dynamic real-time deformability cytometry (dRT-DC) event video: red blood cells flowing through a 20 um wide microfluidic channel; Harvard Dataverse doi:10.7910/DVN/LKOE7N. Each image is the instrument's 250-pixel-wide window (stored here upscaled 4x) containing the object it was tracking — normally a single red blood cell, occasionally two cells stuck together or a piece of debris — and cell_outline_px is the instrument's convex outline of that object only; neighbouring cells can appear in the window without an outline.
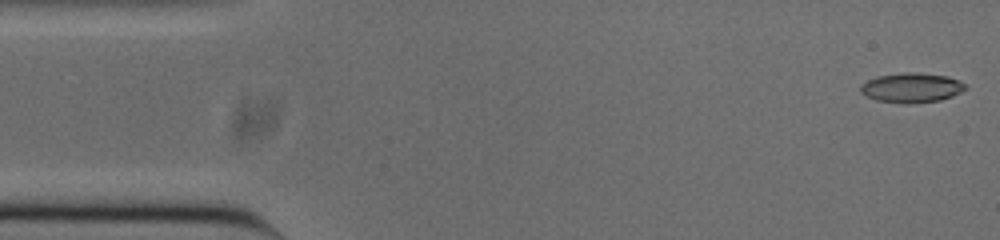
{"species": "common noctule bat (a hibernating species)", "species_latin": "Nyctalus noctula", "temperature_condition": "cold", "stored_images_in_passage": 52, "camera_frame_rate_fps": 3000, "um_per_image_px": 0.085, "animal": {"sex": "male", "body_mass_g": 20.0, "forearm_length_mm": 53.3}, "frame": {"image": 1, "passage_image": 1, "time_ms": 0.0, "image_size_px": [1000, 240], "cell_outline_px": [[968, 88], [952, 96], [940, 100], [908, 104], [904, 104], [876, 100], [860, 92], [860, 84], [876, 76], [904, 72], [916, 72], [948, 76], [964, 84]], "centroid_in_image_um": [77.45, 7.45], "position_along_channel_um": 7.5, "area_um2": 18.15}}
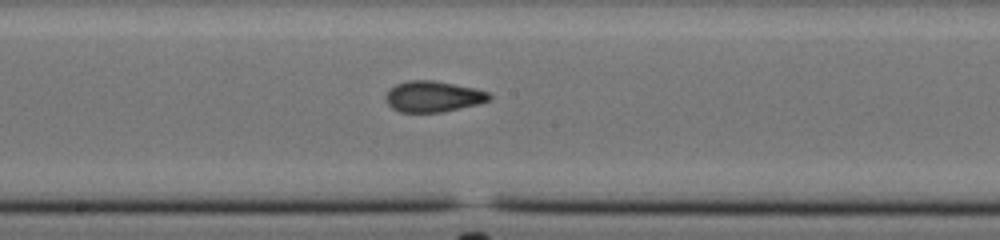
{"frame": {"image": 2, "passage_image": 26, "time_ms": 8.333, "image_size_px": [1000, 240], "cell_outline_px": [[492, 96], [488, 100], [476, 104], [440, 112], [400, 112], [392, 108], [384, 100], [384, 96], [396, 84], [408, 80], [432, 80], [476, 88], [488, 92]], "centroid_in_image_um": [36.78, 8.19], "position_along_channel_um": 211.4, "area_um2": 18.5}}
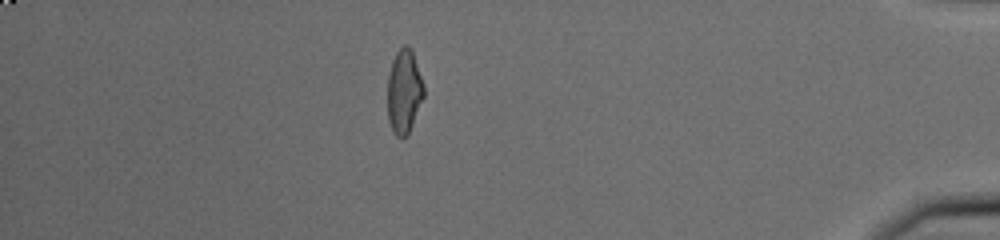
{"frame": {"image": 3, "passage_image": 45, "time_ms": 14.667, "image_size_px": [1000, 240], "cell_outline_px": [[424, 96], [408, 136], [396, 136], [392, 132], [388, 120], [388, 72], [392, 60], [396, 52], [404, 44], [408, 44], [412, 48], [424, 84]], "centroid_in_image_um": [34.35, 7.75], "position_along_channel_um": 400.8, "area_um2": 18.09}, "authors_computed_cell_mechanics": {"area_um2": 18.0047, "velocity_mm_per_s": 3.8257, "shape_relaxation_time_tau1_ms": 6.808, "shape_relaxation_time_tau2_ms": 2.1494, "deformation_change_tau1": 0.2041, "deformation_change_tau2": 0.1008}}